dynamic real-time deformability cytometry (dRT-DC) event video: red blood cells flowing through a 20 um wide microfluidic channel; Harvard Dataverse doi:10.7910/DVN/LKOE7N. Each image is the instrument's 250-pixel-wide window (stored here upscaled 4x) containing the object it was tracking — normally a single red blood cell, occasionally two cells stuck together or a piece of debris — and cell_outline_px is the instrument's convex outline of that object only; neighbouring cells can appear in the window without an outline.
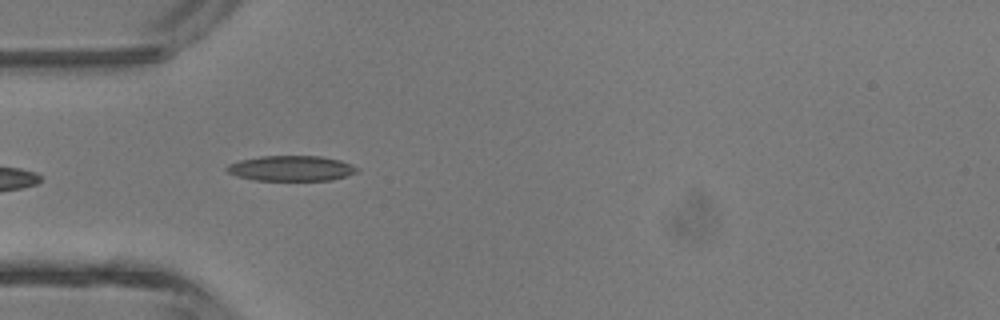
{"species": "common noctule bat (a hibernating species)", "species_latin": "Nyctalus noctula", "temperature_condition": "room temperature", "stored_images_in_passage": 4, "camera_frame_rate_fps": 3000, "um_per_image_px": 0.085, "animal": {"sex": "male", "body_mass_g": 13.3}, "frame": {"image": 1, "passage_image": 4, "time_ms": 3.333, "image_size_px": [1000, 320], "cell_outline_px": [[360, 172], [332, 180], [256, 180], [236, 176], [228, 172], [224, 168], [228, 164], [240, 160], [260, 156], [320, 156], [340, 160], [352, 164], [360, 168]], "centroid_in_image_um": [24.79, 14.31], "position_along_channel_um": 60.2, "area_um2": 19.36}}